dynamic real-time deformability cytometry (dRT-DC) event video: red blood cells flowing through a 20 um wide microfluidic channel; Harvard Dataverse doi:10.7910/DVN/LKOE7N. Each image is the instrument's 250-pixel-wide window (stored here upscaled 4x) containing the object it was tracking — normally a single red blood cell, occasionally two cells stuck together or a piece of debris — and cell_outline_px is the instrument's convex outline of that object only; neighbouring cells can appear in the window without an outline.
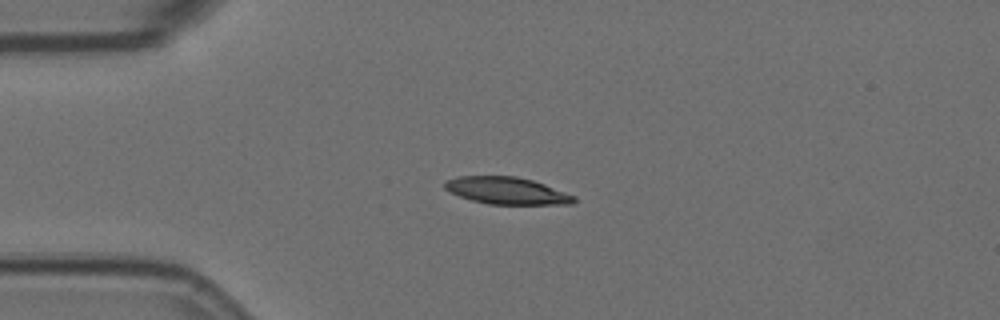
{"species": "Egyptian fruit bat (a non-hibernating species)", "species_latin": "Rousettus aegyptiacus", "temperature_condition": "room temperature", "stored_images_in_passage": 2, "camera_frame_rate_fps": 3000, "um_per_image_px": 0.085, "animal": {"sex": "female"}, "frame": {"image": 1, "passage_image": 1, "time_ms": 0.0, "image_size_px": [1000, 320], "cell_outline_px": [[576, 200], [572, 204], [488, 204], [472, 200], [460, 196], [444, 188], [444, 180], [456, 176], [516, 176], [532, 180], [544, 184], [576, 196]], "centroid_in_image_um": [43.06, 16.2], "position_along_channel_um": 41.9, "area_um2": 20.35}}